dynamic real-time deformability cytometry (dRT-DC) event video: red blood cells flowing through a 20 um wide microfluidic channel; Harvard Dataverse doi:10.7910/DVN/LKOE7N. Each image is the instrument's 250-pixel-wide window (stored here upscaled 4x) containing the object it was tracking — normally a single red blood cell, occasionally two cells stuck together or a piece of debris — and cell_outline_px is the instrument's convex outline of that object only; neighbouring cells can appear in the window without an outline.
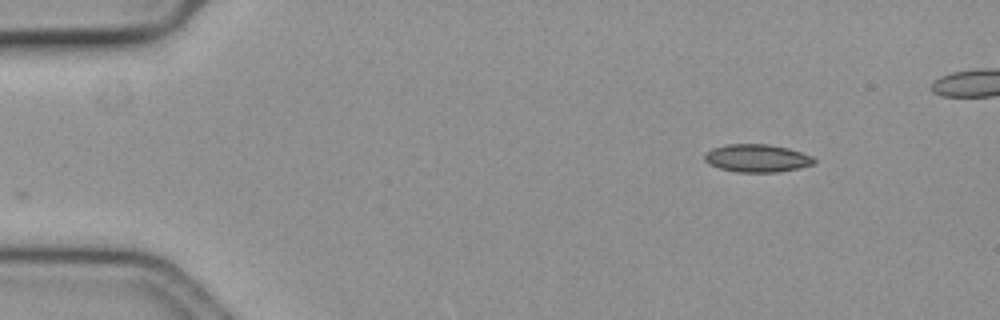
{"species": "common noctule bat (a hibernating species)", "species_latin": "Nyctalus noctula", "temperature_condition": "cold", "stored_images_in_passage": 44, "camera_frame_rate_fps": 3000, "um_per_image_px": 0.085, "animal": {"sex": "female", "body_mass_g": 19.3, "forearm_length_mm": 54.1}, "frame": {"image": 1, "passage_image": 1, "time_ms": 0.0, "image_size_px": [1000, 320], "cell_outline_px": [[816, 160], [812, 164], [800, 168], [776, 172], [740, 172], [720, 168], [704, 160], [704, 156], [712, 148], [728, 144], [768, 144], [788, 148], [812, 156]], "centroid_in_image_um": [64.37, 13.44], "position_along_channel_um": 20.6, "area_um2": 17.51}}
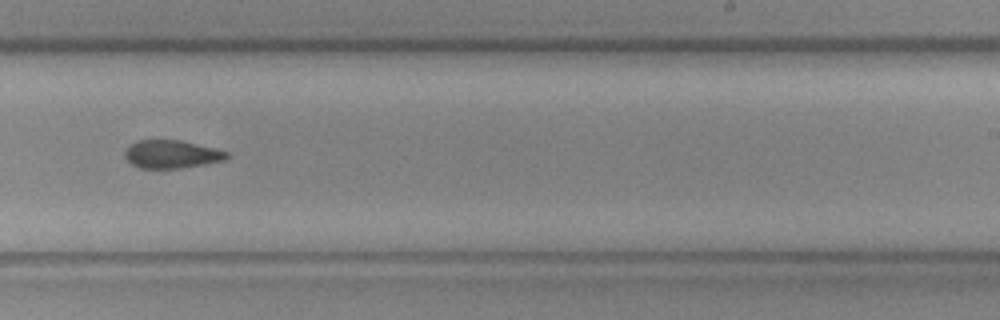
{"frame": {"image": 2, "passage_image": 30, "time_ms": 9.667, "image_size_px": [1000, 320], "cell_outline_px": [[228, 156], [224, 160], [204, 164], [180, 168], [140, 168], [132, 164], [124, 156], [124, 152], [132, 144], [140, 140], [180, 140], [228, 152]], "centroid_in_image_um": [14.57, 13.11], "position_along_channel_um": 274.4, "area_um2": 16.3}}
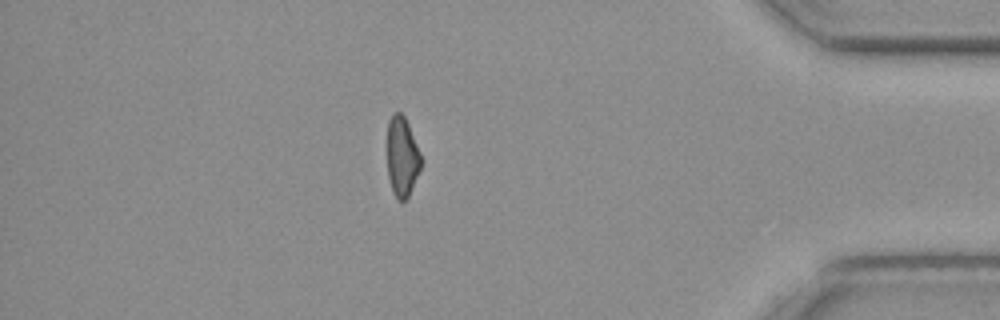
{"frame": {"image": 3, "passage_image": 44, "time_ms": 14.333, "image_size_px": [1000, 320], "cell_outline_px": [[420, 168], [408, 196], [404, 200], [396, 200], [392, 192], [388, 176], [388, 120], [392, 112], [400, 112], [404, 116], [408, 124], [420, 152]], "centroid_in_image_um": [34.15, 13.3], "position_along_channel_um": 401.0, "area_um2": 15.49}, "authors_computed_cell_mechanics": {"area_um2": 17.4845, "velocity_mm_per_s": 3.5937, "shape_relaxation_time_tau1_ms": null, "shape_relaxation_time_tau2_ms": 4.5657, "deformation_change_tau1": null, "deformation_change_tau2": 0.0952}}